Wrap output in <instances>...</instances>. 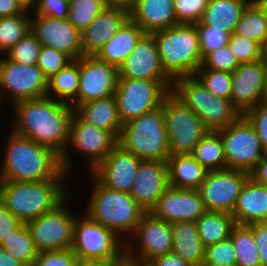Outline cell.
<instances>
[{
  "instance_id": "obj_1",
  "label": "cell",
  "mask_w": 267,
  "mask_h": 266,
  "mask_svg": "<svg viewBox=\"0 0 267 266\" xmlns=\"http://www.w3.org/2000/svg\"><path fill=\"white\" fill-rule=\"evenodd\" d=\"M11 107L15 110V119L10 129L15 134L52 149L60 157L64 155L74 113L71 105L44 96L18 101Z\"/></svg>"
},
{
  "instance_id": "obj_2",
  "label": "cell",
  "mask_w": 267,
  "mask_h": 266,
  "mask_svg": "<svg viewBox=\"0 0 267 266\" xmlns=\"http://www.w3.org/2000/svg\"><path fill=\"white\" fill-rule=\"evenodd\" d=\"M10 131L0 181H65L70 176L62 168L61 157L52 149Z\"/></svg>"
},
{
  "instance_id": "obj_3",
  "label": "cell",
  "mask_w": 267,
  "mask_h": 266,
  "mask_svg": "<svg viewBox=\"0 0 267 266\" xmlns=\"http://www.w3.org/2000/svg\"><path fill=\"white\" fill-rule=\"evenodd\" d=\"M63 180L0 181V201L23 223L52 211L69 194Z\"/></svg>"
},
{
  "instance_id": "obj_4",
  "label": "cell",
  "mask_w": 267,
  "mask_h": 266,
  "mask_svg": "<svg viewBox=\"0 0 267 266\" xmlns=\"http://www.w3.org/2000/svg\"><path fill=\"white\" fill-rule=\"evenodd\" d=\"M88 173L94 186L86 205V214L95 222L115 231L125 241L128 239L126 242H130L129 238L146 211L129 193L110 189Z\"/></svg>"
},
{
  "instance_id": "obj_5",
  "label": "cell",
  "mask_w": 267,
  "mask_h": 266,
  "mask_svg": "<svg viewBox=\"0 0 267 266\" xmlns=\"http://www.w3.org/2000/svg\"><path fill=\"white\" fill-rule=\"evenodd\" d=\"M152 35L163 70L173 81L196 74L203 59L195 24H177Z\"/></svg>"
},
{
  "instance_id": "obj_6",
  "label": "cell",
  "mask_w": 267,
  "mask_h": 266,
  "mask_svg": "<svg viewBox=\"0 0 267 266\" xmlns=\"http://www.w3.org/2000/svg\"><path fill=\"white\" fill-rule=\"evenodd\" d=\"M117 144L141 160L167 161L170 149L163 107L124 123Z\"/></svg>"
},
{
  "instance_id": "obj_7",
  "label": "cell",
  "mask_w": 267,
  "mask_h": 266,
  "mask_svg": "<svg viewBox=\"0 0 267 266\" xmlns=\"http://www.w3.org/2000/svg\"><path fill=\"white\" fill-rule=\"evenodd\" d=\"M171 92L197 114L208 131L226 128L241 116L231 100L209 92L195 75L174 80Z\"/></svg>"
},
{
  "instance_id": "obj_8",
  "label": "cell",
  "mask_w": 267,
  "mask_h": 266,
  "mask_svg": "<svg viewBox=\"0 0 267 266\" xmlns=\"http://www.w3.org/2000/svg\"><path fill=\"white\" fill-rule=\"evenodd\" d=\"M71 249L78 260L127 262L126 241L86 213L76 218Z\"/></svg>"
},
{
  "instance_id": "obj_9",
  "label": "cell",
  "mask_w": 267,
  "mask_h": 266,
  "mask_svg": "<svg viewBox=\"0 0 267 266\" xmlns=\"http://www.w3.org/2000/svg\"><path fill=\"white\" fill-rule=\"evenodd\" d=\"M169 139L170 155L191 154L208 130L197 114L171 91L162 105Z\"/></svg>"
},
{
  "instance_id": "obj_10",
  "label": "cell",
  "mask_w": 267,
  "mask_h": 266,
  "mask_svg": "<svg viewBox=\"0 0 267 266\" xmlns=\"http://www.w3.org/2000/svg\"><path fill=\"white\" fill-rule=\"evenodd\" d=\"M172 86L173 81L118 78L115 97L122 123L160 107Z\"/></svg>"
},
{
  "instance_id": "obj_11",
  "label": "cell",
  "mask_w": 267,
  "mask_h": 266,
  "mask_svg": "<svg viewBox=\"0 0 267 266\" xmlns=\"http://www.w3.org/2000/svg\"><path fill=\"white\" fill-rule=\"evenodd\" d=\"M71 195L72 193L52 211L26 223L38 252L64 250L72 247L77 215L74 216L71 208L66 206V203L71 200L69 198Z\"/></svg>"
},
{
  "instance_id": "obj_12",
  "label": "cell",
  "mask_w": 267,
  "mask_h": 266,
  "mask_svg": "<svg viewBox=\"0 0 267 266\" xmlns=\"http://www.w3.org/2000/svg\"><path fill=\"white\" fill-rule=\"evenodd\" d=\"M217 132L222 138L224 157L229 169L250 173L266 153L257 132L243 115Z\"/></svg>"
},
{
  "instance_id": "obj_13",
  "label": "cell",
  "mask_w": 267,
  "mask_h": 266,
  "mask_svg": "<svg viewBox=\"0 0 267 266\" xmlns=\"http://www.w3.org/2000/svg\"><path fill=\"white\" fill-rule=\"evenodd\" d=\"M117 145V139L108 131L99 129L84 122L75 112L70 123V139L66 152L61 157L63 170L69 175L72 170L71 156L73 149L87 158L86 166L91 172L101 163L110 151ZM70 146V147H69ZM69 148H72L69 150ZM89 167V168H88Z\"/></svg>"
},
{
  "instance_id": "obj_14",
  "label": "cell",
  "mask_w": 267,
  "mask_h": 266,
  "mask_svg": "<svg viewBox=\"0 0 267 266\" xmlns=\"http://www.w3.org/2000/svg\"><path fill=\"white\" fill-rule=\"evenodd\" d=\"M132 237L135 241L133 244L126 242V261L128 264L144 266L151 259L172 252L171 223L155 217L151 212H146L143 215L130 239ZM132 249L137 250V252Z\"/></svg>"
},
{
  "instance_id": "obj_15",
  "label": "cell",
  "mask_w": 267,
  "mask_h": 266,
  "mask_svg": "<svg viewBox=\"0 0 267 266\" xmlns=\"http://www.w3.org/2000/svg\"><path fill=\"white\" fill-rule=\"evenodd\" d=\"M4 58L0 57L1 104L6 98L12 105L21 100L46 96L48 79L37 65H20ZM4 95L7 97L3 99Z\"/></svg>"
},
{
  "instance_id": "obj_16",
  "label": "cell",
  "mask_w": 267,
  "mask_h": 266,
  "mask_svg": "<svg viewBox=\"0 0 267 266\" xmlns=\"http://www.w3.org/2000/svg\"><path fill=\"white\" fill-rule=\"evenodd\" d=\"M249 177V172L238 169L208 171L198 188L205 209L232 214L241 188Z\"/></svg>"
},
{
  "instance_id": "obj_17",
  "label": "cell",
  "mask_w": 267,
  "mask_h": 266,
  "mask_svg": "<svg viewBox=\"0 0 267 266\" xmlns=\"http://www.w3.org/2000/svg\"><path fill=\"white\" fill-rule=\"evenodd\" d=\"M118 78L119 71L116 66L101 61L96 56L79 58L77 106L115 95Z\"/></svg>"
},
{
  "instance_id": "obj_18",
  "label": "cell",
  "mask_w": 267,
  "mask_h": 266,
  "mask_svg": "<svg viewBox=\"0 0 267 266\" xmlns=\"http://www.w3.org/2000/svg\"><path fill=\"white\" fill-rule=\"evenodd\" d=\"M31 31L43 46L61 51L72 60L83 56L81 32L68 19L31 16Z\"/></svg>"
},
{
  "instance_id": "obj_19",
  "label": "cell",
  "mask_w": 267,
  "mask_h": 266,
  "mask_svg": "<svg viewBox=\"0 0 267 266\" xmlns=\"http://www.w3.org/2000/svg\"><path fill=\"white\" fill-rule=\"evenodd\" d=\"M265 85L266 66L262 59L240 64L232 73L231 101L241 115L266 101Z\"/></svg>"
},
{
  "instance_id": "obj_20",
  "label": "cell",
  "mask_w": 267,
  "mask_h": 266,
  "mask_svg": "<svg viewBox=\"0 0 267 266\" xmlns=\"http://www.w3.org/2000/svg\"><path fill=\"white\" fill-rule=\"evenodd\" d=\"M119 78L173 81L163 70L152 33H145L119 67Z\"/></svg>"
},
{
  "instance_id": "obj_21",
  "label": "cell",
  "mask_w": 267,
  "mask_h": 266,
  "mask_svg": "<svg viewBox=\"0 0 267 266\" xmlns=\"http://www.w3.org/2000/svg\"><path fill=\"white\" fill-rule=\"evenodd\" d=\"M141 159L118 144L90 173L104 186L130 193Z\"/></svg>"
},
{
  "instance_id": "obj_22",
  "label": "cell",
  "mask_w": 267,
  "mask_h": 266,
  "mask_svg": "<svg viewBox=\"0 0 267 266\" xmlns=\"http://www.w3.org/2000/svg\"><path fill=\"white\" fill-rule=\"evenodd\" d=\"M206 211L198 189H179L169 186L150 211L168 223L197 221Z\"/></svg>"
},
{
  "instance_id": "obj_23",
  "label": "cell",
  "mask_w": 267,
  "mask_h": 266,
  "mask_svg": "<svg viewBox=\"0 0 267 266\" xmlns=\"http://www.w3.org/2000/svg\"><path fill=\"white\" fill-rule=\"evenodd\" d=\"M169 187L166 161L141 160L130 195L150 212Z\"/></svg>"
},
{
  "instance_id": "obj_24",
  "label": "cell",
  "mask_w": 267,
  "mask_h": 266,
  "mask_svg": "<svg viewBox=\"0 0 267 266\" xmlns=\"http://www.w3.org/2000/svg\"><path fill=\"white\" fill-rule=\"evenodd\" d=\"M130 18L129 10L106 7L94 21L81 32L83 56H95Z\"/></svg>"
},
{
  "instance_id": "obj_25",
  "label": "cell",
  "mask_w": 267,
  "mask_h": 266,
  "mask_svg": "<svg viewBox=\"0 0 267 266\" xmlns=\"http://www.w3.org/2000/svg\"><path fill=\"white\" fill-rule=\"evenodd\" d=\"M129 16L145 33H153L179 24L174 0H135Z\"/></svg>"
},
{
  "instance_id": "obj_26",
  "label": "cell",
  "mask_w": 267,
  "mask_h": 266,
  "mask_svg": "<svg viewBox=\"0 0 267 266\" xmlns=\"http://www.w3.org/2000/svg\"><path fill=\"white\" fill-rule=\"evenodd\" d=\"M231 215L239 225L267 222V186L249 177L241 188Z\"/></svg>"
},
{
  "instance_id": "obj_27",
  "label": "cell",
  "mask_w": 267,
  "mask_h": 266,
  "mask_svg": "<svg viewBox=\"0 0 267 266\" xmlns=\"http://www.w3.org/2000/svg\"><path fill=\"white\" fill-rule=\"evenodd\" d=\"M74 112L84 122L110 132L116 139L124 125L119 116L115 95L80 103Z\"/></svg>"
},
{
  "instance_id": "obj_28",
  "label": "cell",
  "mask_w": 267,
  "mask_h": 266,
  "mask_svg": "<svg viewBox=\"0 0 267 266\" xmlns=\"http://www.w3.org/2000/svg\"><path fill=\"white\" fill-rule=\"evenodd\" d=\"M144 34L143 29L129 18L95 56L119 69Z\"/></svg>"
},
{
  "instance_id": "obj_29",
  "label": "cell",
  "mask_w": 267,
  "mask_h": 266,
  "mask_svg": "<svg viewBox=\"0 0 267 266\" xmlns=\"http://www.w3.org/2000/svg\"><path fill=\"white\" fill-rule=\"evenodd\" d=\"M172 252L192 266H201L205 259V247L198 235L196 221L171 223Z\"/></svg>"
},
{
  "instance_id": "obj_30",
  "label": "cell",
  "mask_w": 267,
  "mask_h": 266,
  "mask_svg": "<svg viewBox=\"0 0 267 266\" xmlns=\"http://www.w3.org/2000/svg\"><path fill=\"white\" fill-rule=\"evenodd\" d=\"M249 2L250 0H208L198 23L231 35Z\"/></svg>"
},
{
  "instance_id": "obj_31",
  "label": "cell",
  "mask_w": 267,
  "mask_h": 266,
  "mask_svg": "<svg viewBox=\"0 0 267 266\" xmlns=\"http://www.w3.org/2000/svg\"><path fill=\"white\" fill-rule=\"evenodd\" d=\"M169 186L179 189H198L208 171L191 155L176 154L167 158Z\"/></svg>"
},
{
  "instance_id": "obj_32",
  "label": "cell",
  "mask_w": 267,
  "mask_h": 266,
  "mask_svg": "<svg viewBox=\"0 0 267 266\" xmlns=\"http://www.w3.org/2000/svg\"><path fill=\"white\" fill-rule=\"evenodd\" d=\"M79 87V59L72 60L57 74L48 79L46 96L77 107V93ZM55 97V98H54Z\"/></svg>"
},
{
  "instance_id": "obj_33",
  "label": "cell",
  "mask_w": 267,
  "mask_h": 266,
  "mask_svg": "<svg viewBox=\"0 0 267 266\" xmlns=\"http://www.w3.org/2000/svg\"><path fill=\"white\" fill-rule=\"evenodd\" d=\"M235 225L234 217L223 211L206 210L196 221L197 232L205 248L230 238Z\"/></svg>"
},
{
  "instance_id": "obj_34",
  "label": "cell",
  "mask_w": 267,
  "mask_h": 266,
  "mask_svg": "<svg viewBox=\"0 0 267 266\" xmlns=\"http://www.w3.org/2000/svg\"><path fill=\"white\" fill-rule=\"evenodd\" d=\"M191 155L207 170L227 169L221 135L208 131L195 146Z\"/></svg>"
},
{
  "instance_id": "obj_35",
  "label": "cell",
  "mask_w": 267,
  "mask_h": 266,
  "mask_svg": "<svg viewBox=\"0 0 267 266\" xmlns=\"http://www.w3.org/2000/svg\"><path fill=\"white\" fill-rule=\"evenodd\" d=\"M234 34L263 44L267 37V20L256 1H250L244 8Z\"/></svg>"
},
{
  "instance_id": "obj_36",
  "label": "cell",
  "mask_w": 267,
  "mask_h": 266,
  "mask_svg": "<svg viewBox=\"0 0 267 266\" xmlns=\"http://www.w3.org/2000/svg\"><path fill=\"white\" fill-rule=\"evenodd\" d=\"M230 239L236 250V266H261L258 247L248 225L236 224L232 228Z\"/></svg>"
},
{
  "instance_id": "obj_37",
  "label": "cell",
  "mask_w": 267,
  "mask_h": 266,
  "mask_svg": "<svg viewBox=\"0 0 267 266\" xmlns=\"http://www.w3.org/2000/svg\"><path fill=\"white\" fill-rule=\"evenodd\" d=\"M0 247L21 264H33L39 253L35 248L31 232L26 223L12 232V235L8 238H5Z\"/></svg>"
},
{
  "instance_id": "obj_38",
  "label": "cell",
  "mask_w": 267,
  "mask_h": 266,
  "mask_svg": "<svg viewBox=\"0 0 267 266\" xmlns=\"http://www.w3.org/2000/svg\"><path fill=\"white\" fill-rule=\"evenodd\" d=\"M26 13L30 15V11H25L20 15L0 18V56L31 31V17Z\"/></svg>"
},
{
  "instance_id": "obj_39",
  "label": "cell",
  "mask_w": 267,
  "mask_h": 266,
  "mask_svg": "<svg viewBox=\"0 0 267 266\" xmlns=\"http://www.w3.org/2000/svg\"><path fill=\"white\" fill-rule=\"evenodd\" d=\"M106 7L104 0H71L67 19L82 32Z\"/></svg>"
},
{
  "instance_id": "obj_40",
  "label": "cell",
  "mask_w": 267,
  "mask_h": 266,
  "mask_svg": "<svg viewBox=\"0 0 267 266\" xmlns=\"http://www.w3.org/2000/svg\"><path fill=\"white\" fill-rule=\"evenodd\" d=\"M41 46L36 35L29 31L4 56L20 65H37Z\"/></svg>"
},
{
  "instance_id": "obj_41",
  "label": "cell",
  "mask_w": 267,
  "mask_h": 266,
  "mask_svg": "<svg viewBox=\"0 0 267 266\" xmlns=\"http://www.w3.org/2000/svg\"><path fill=\"white\" fill-rule=\"evenodd\" d=\"M195 76L215 96L231 100L232 73L221 70L198 69Z\"/></svg>"
},
{
  "instance_id": "obj_42",
  "label": "cell",
  "mask_w": 267,
  "mask_h": 266,
  "mask_svg": "<svg viewBox=\"0 0 267 266\" xmlns=\"http://www.w3.org/2000/svg\"><path fill=\"white\" fill-rule=\"evenodd\" d=\"M236 266L237 256L230 238L205 248V259L202 265Z\"/></svg>"
},
{
  "instance_id": "obj_43",
  "label": "cell",
  "mask_w": 267,
  "mask_h": 266,
  "mask_svg": "<svg viewBox=\"0 0 267 266\" xmlns=\"http://www.w3.org/2000/svg\"><path fill=\"white\" fill-rule=\"evenodd\" d=\"M71 61L72 59L65 53L42 45L37 66L42 70L43 75L49 79Z\"/></svg>"
},
{
  "instance_id": "obj_44",
  "label": "cell",
  "mask_w": 267,
  "mask_h": 266,
  "mask_svg": "<svg viewBox=\"0 0 267 266\" xmlns=\"http://www.w3.org/2000/svg\"><path fill=\"white\" fill-rule=\"evenodd\" d=\"M240 63L231 51L229 44L209 53L198 69L221 70L233 73Z\"/></svg>"
},
{
  "instance_id": "obj_45",
  "label": "cell",
  "mask_w": 267,
  "mask_h": 266,
  "mask_svg": "<svg viewBox=\"0 0 267 266\" xmlns=\"http://www.w3.org/2000/svg\"><path fill=\"white\" fill-rule=\"evenodd\" d=\"M229 47L240 64L261 60V44L256 41L232 33L229 38Z\"/></svg>"
},
{
  "instance_id": "obj_46",
  "label": "cell",
  "mask_w": 267,
  "mask_h": 266,
  "mask_svg": "<svg viewBox=\"0 0 267 266\" xmlns=\"http://www.w3.org/2000/svg\"><path fill=\"white\" fill-rule=\"evenodd\" d=\"M195 26L197 27L199 35L202 59L209 53L229 44L230 34L212 29L209 26H201L199 23H195Z\"/></svg>"
},
{
  "instance_id": "obj_47",
  "label": "cell",
  "mask_w": 267,
  "mask_h": 266,
  "mask_svg": "<svg viewBox=\"0 0 267 266\" xmlns=\"http://www.w3.org/2000/svg\"><path fill=\"white\" fill-rule=\"evenodd\" d=\"M208 0H174V9L179 24L198 23L204 13Z\"/></svg>"
},
{
  "instance_id": "obj_48",
  "label": "cell",
  "mask_w": 267,
  "mask_h": 266,
  "mask_svg": "<svg viewBox=\"0 0 267 266\" xmlns=\"http://www.w3.org/2000/svg\"><path fill=\"white\" fill-rule=\"evenodd\" d=\"M77 256L71 248L39 252L32 266H75Z\"/></svg>"
},
{
  "instance_id": "obj_49",
  "label": "cell",
  "mask_w": 267,
  "mask_h": 266,
  "mask_svg": "<svg viewBox=\"0 0 267 266\" xmlns=\"http://www.w3.org/2000/svg\"><path fill=\"white\" fill-rule=\"evenodd\" d=\"M243 116L252 125L267 152V100L246 111Z\"/></svg>"
},
{
  "instance_id": "obj_50",
  "label": "cell",
  "mask_w": 267,
  "mask_h": 266,
  "mask_svg": "<svg viewBox=\"0 0 267 266\" xmlns=\"http://www.w3.org/2000/svg\"><path fill=\"white\" fill-rule=\"evenodd\" d=\"M30 16H48L58 19H67L69 11L68 0H37Z\"/></svg>"
},
{
  "instance_id": "obj_51",
  "label": "cell",
  "mask_w": 267,
  "mask_h": 266,
  "mask_svg": "<svg viewBox=\"0 0 267 266\" xmlns=\"http://www.w3.org/2000/svg\"><path fill=\"white\" fill-rule=\"evenodd\" d=\"M24 223L14 216L0 201V244Z\"/></svg>"
},
{
  "instance_id": "obj_52",
  "label": "cell",
  "mask_w": 267,
  "mask_h": 266,
  "mask_svg": "<svg viewBox=\"0 0 267 266\" xmlns=\"http://www.w3.org/2000/svg\"><path fill=\"white\" fill-rule=\"evenodd\" d=\"M248 226L252 229L258 247L261 266H267V222L253 223Z\"/></svg>"
},
{
  "instance_id": "obj_53",
  "label": "cell",
  "mask_w": 267,
  "mask_h": 266,
  "mask_svg": "<svg viewBox=\"0 0 267 266\" xmlns=\"http://www.w3.org/2000/svg\"><path fill=\"white\" fill-rule=\"evenodd\" d=\"M144 266H192L179 255L170 252L165 255L157 256L148 261Z\"/></svg>"
},
{
  "instance_id": "obj_54",
  "label": "cell",
  "mask_w": 267,
  "mask_h": 266,
  "mask_svg": "<svg viewBox=\"0 0 267 266\" xmlns=\"http://www.w3.org/2000/svg\"><path fill=\"white\" fill-rule=\"evenodd\" d=\"M250 178L258 184L267 186V152L250 172Z\"/></svg>"
},
{
  "instance_id": "obj_55",
  "label": "cell",
  "mask_w": 267,
  "mask_h": 266,
  "mask_svg": "<svg viewBox=\"0 0 267 266\" xmlns=\"http://www.w3.org/2000/svg\"><path fill=\"white\" fill-rule=\"evenodd\" d=\"M25 10L16 0H0V18L23 14Z\"/></svg>"
},
{
  "instance_id": "obj_56",
  "label": "cell",
  "mask_w": 267,
  "mask_h": 266,
  "mask_svg": "<svg viewBox=\"0 0 267 266\" xmlns=\"http://www.w3.org/2000/svg\"><path fill=\"white\" fill-rule=\"evenodd\" d=\"M127 262L78 260L75 266H122Z\"/></svg>"
},
{
  "instance_id": "obj_57",
  "label": "cell",
  "mask_w": 267,
  "mask_h": 266,
  "mask_svg": "<svg viewBox=\"0 0 267 266\" xmlns=\"http://www.w3.org/2000/svg\"><path fill=\"white\" fill-rule=\"evenodd\" d=\"M22 265L17 259L12 257L7 251L0 247V266H20Z\"/></svg>"
},
{
  "instance_id": "obj_58",
  "label": "cell",
  "mask_w": 267,
  "mask_h": 266,
  "mask_svg": "<svg viewBox=\"0 0 267 266\" xmlns=\"http://www.w3.org/2000/svg\"><path fill=\"white\" fill-rule=\"evenodd\" d=\"M107 7H122L130 10L135 0H104Z\"/></svg>"
},
{
  "instance_id": "obj_59",
  "label": "cell",
  "mask_w": 267,
  "mask_h": 266,
  "mask_svg": "<svg viewBox=\"0 0 267 266\" xmlns=\"http://www.w3.org/2000/svg\"><path fill=\"white\" fill-rule=\"evenodd\" d=\"M16 1L21 5V7L25 11H28L30 8L34 9L36 2H37V0H16Z\"/></svg>"
},
{
  "instance_id": "obj_60",
  "label": "cell",
  "mask_w": 267,
  "mask_h": 266,
  "mask_svg": "<svg viewBox=\"0 0 267 266\" xmlns=\"http://www.w3.org/2000/svg\"><path fill=\"white\" fill-rule=\"evenodd\" d=\"M261 59L267 62V37L265 38L263 44L261 45Z\"/></svg>"
},
{
  "instance_id": "obj_61",
  "label": "cell",
  "mask_w": 267,
  "mask_h": 266,
  "mask_svg": "<svg viewBox=\"0 0 267 266\" xmlns=\"http://www.w3.org/2000/svg\"><path fill=\"white\" fill-rule=\"evenodd\" d=\"M255 1L259 4V6L264 11L265 17H266V20H267V0H255Z\"/></svg>"
},
{
  "instance_id": "obj_62",
  "label": "cell",
  "mask_w": 267,
  "mask_h": 266,
  "mask_svg": "<svg viewBox=\"0 0 267 266\" xmlns=\"http://www.w3.org/2000/svg\"><path fill=\"white\" fill-rule=\"evenodd\" d=\"M265 66H266V85H265V96H266V100H267V62H264Z\"/></svg>"
},
{
  "instance_id": "obj_63",
  "label": "cell",
  "mask_w": 267,
  "mask_h": 266,
  "mask_svg": "<svg viewBox=\"0 0 267 266\" xmlns=\"http://www.w3.org/2000/svg\"><path fill=\"white\" fill-rule=\"evenodd\" d=\"M201 266H226V265H217V264H214V265H201Z\"/></svg>"
},
{
  "instance_id": "obj_64",
  "label": "cell",
  "mask_w": 267,
  "mask_h": 266,
  "mask_svg": "<svg viewBox=\"0 0 267 266\" xmlns=\"http://www.w3.org/2000/svg\"><path fill=\"white\" fill-rule=\"evenodd\" d=\"M20 266H32V264H22Z\"/></svg>"
},
{
  "instance_id": "obj_65",
  "label": "cell",
  "mask_w": 267,
  "mask_h": 266,
  "mask_svg": "<svg viewBox=\"0 0 267 266\" xmlns=\"http://www.w3.org/2000/svg\"><path fill=\"white\" fill-rule=\"evenodd\" d=\"M122 266H134V265H131V264L126 263V264H124Z\"/></svg>"
}]
</instances>
